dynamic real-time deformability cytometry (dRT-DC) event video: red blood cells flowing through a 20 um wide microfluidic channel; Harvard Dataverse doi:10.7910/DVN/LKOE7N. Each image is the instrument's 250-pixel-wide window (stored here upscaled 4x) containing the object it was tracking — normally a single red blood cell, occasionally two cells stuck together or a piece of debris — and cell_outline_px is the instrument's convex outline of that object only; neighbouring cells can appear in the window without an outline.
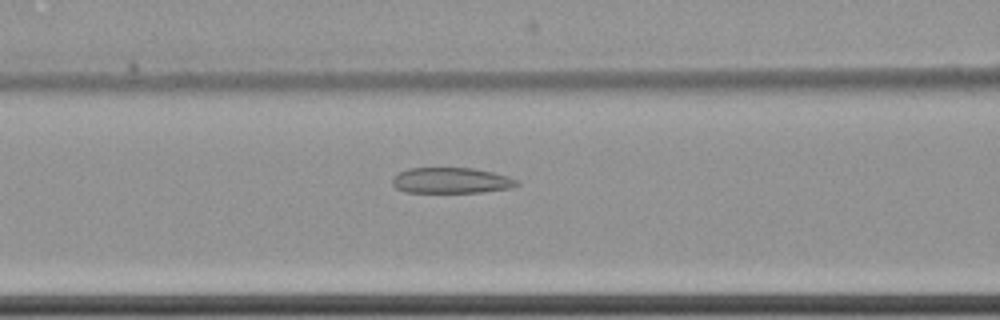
{"species": "common noctule bat (a hibernating species)", "species_latin": "Nyctalus noctula", "temperature_condition": "cold", "stored_images_in_passage": 43, "camera_frame_rate_fps": 3000, "um_per_image_px": 0.085, "animal": {"sex": "female", "body_mass_g": 22.7, "forearm_length_mm": 54.2}, "frame": {"image": 1, "passage_image": 9, "time_ms": 2.667, "image_size_px": [1000, 320], "cell_outline_px": [[520, 184], [512, 188], [484, 192], [404, 192], [396, 188], [392, 184], [392, 176], [408, 168], [472, 168], [492, 172], [508, 176], [520, 180]], "centroid_in_image_um": [38.37, 15.34], "position_along_channel_um": 128.2, "area_um2": 18.84}}
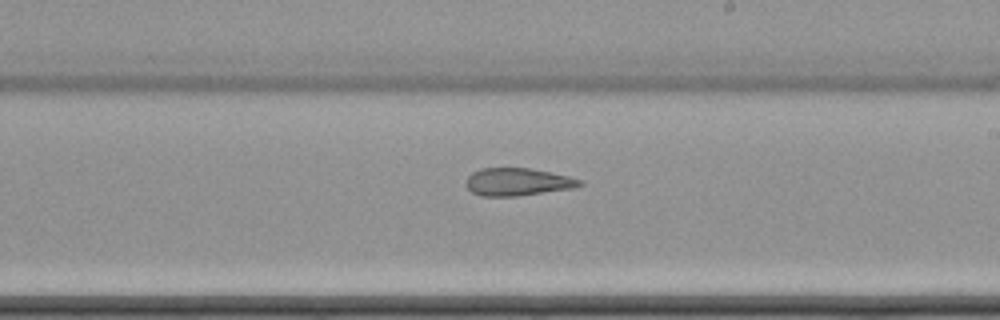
{"frame": {"image": 2, "passage_image": 19, "time_ms": 6.0, "image_size_px": [1000, 320], "cell_outline_px": [[584, 184], [576, 188], [520, 196], [480, 196], [472, 192], [464, 184], [464, 180], [472, 172], [480, 168], [532, 168], [568, 176], [584, 180]], "centroid_in_image_um": [44.01, 15.46], "position_along_channel_um": 245.0, "area_um2": 18.73}}
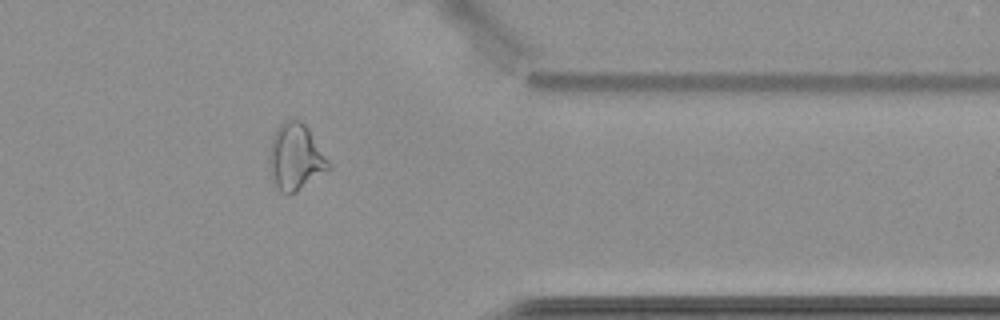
{"frame": {"image": 3, "passage_image": 32, "time_ms": 10.333, "image_size_px": [1000, 320], "cell_outline_px": [[332, 168], [296, 192], [288, 196], [280, 192], [268, 168], [268, 152], [272, 136], [276, 128], [284, 120], [292, 116], [300, 120], [308, 128], [332, 164]], "centroid_in_image_um": [25.11, 13.33], "position_along_channel_um": 386.3, "area_um2": 23.58}, "authors_computed_cell_mechanics": {"area_um2": 19.652, "velocity_mm_per_s": 3.5113, "shape_relaxation_time_tau1_ms": null, "shape_relaxation_time_tau2_ms": 5.0752, "deformation_change_tau1": null, "deformation_change_tau2": 0.1324}}